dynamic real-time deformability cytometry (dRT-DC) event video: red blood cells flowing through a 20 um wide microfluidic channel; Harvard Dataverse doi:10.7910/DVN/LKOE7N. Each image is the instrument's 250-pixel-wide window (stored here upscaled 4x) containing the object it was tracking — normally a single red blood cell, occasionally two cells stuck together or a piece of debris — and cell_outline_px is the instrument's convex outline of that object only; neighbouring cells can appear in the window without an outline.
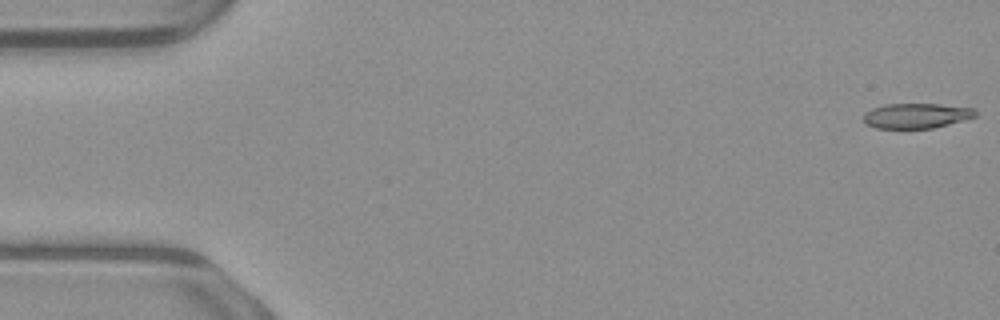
{"species": "common noctule bat (a hibernating species)", "species_latin": "Nyctalus noctula", "temperature_condition": "warm", "stored_images_in_passage": 53, "camera_frame_rate_fps": 3000, "um_per_image_px": 0.085, "animal": {"sex": "male", "body_mass_g": 23.1, "forearm_length_mm": 52.7}, "frame": {"image": 1, "passage_image": 1, "time_ms": 0.0, "image_size_px": [1000, 320], "cell_outline_px": [[976, 116], [964, 120], [932, 128], [876, 128], [864, 124], [864, 112], [872, 108], [884, 104], [940, 104], [976, 108]], "centroid_in_image_um": [77.88, 9.83], "position_along_channel_um": 7.1, "area_um2": 16.42}}
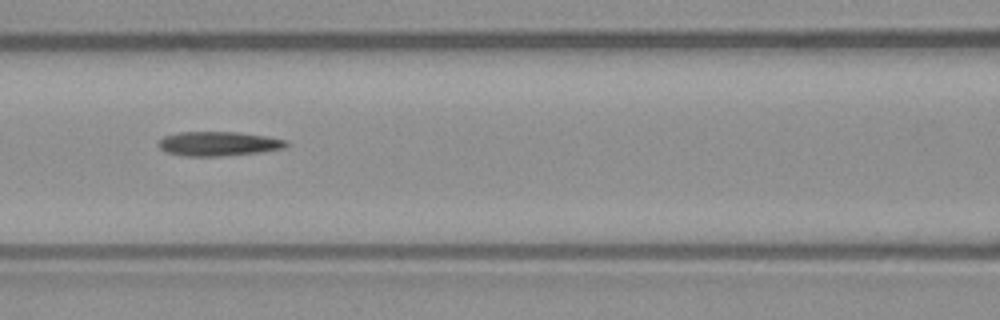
{"frame": {"image": 2, "passage_image": 23, "time_ms": 7.333, "image_size_px": [1000, 320], "cell_outline_px": [[288, 144], [284, 148], [260, 152], [220, 156], [184, 156], [168, 152], [160, 148], [156, 144], [164, 136], [180, 132], [236, 132], [268, 136], [288, 140]], "centroid_in_image_um": [18.58, 12.21], "position_along_channel_um": 148.0, "area_um2": 18.09}}
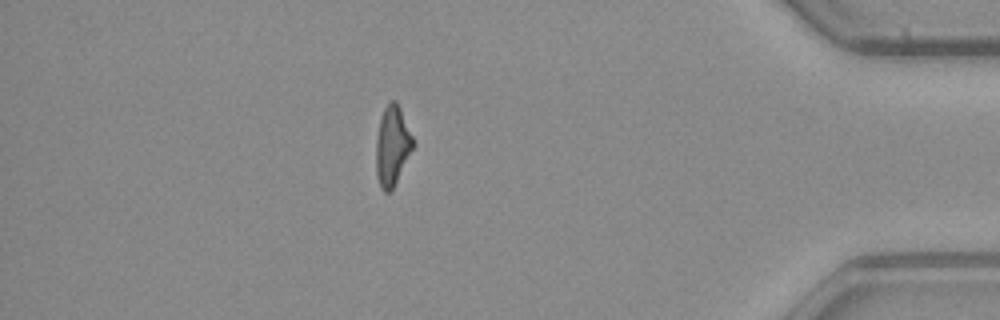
{"frame": {"image": 3, "passage_image": 46, "time_ms": 15.0, "image_size_px": [1000, 320], "cell_outline_px": [[412, 148], [392, 192], [384, 192], [380, 188], [376, 176], [376, 140], [380, 116], [384, 108], [392, 100], [396, 100], [400, 108], [412, 136]], "centroid_in_image_um": [33.3, 12.43], "position_along_channel_um": 401.9, "area_um2": 16.99}, "authors_computed_cell_mechanics": {"area_um2": 17.918, "velocity_mm_per_s": 3.9192, "shape_relaxation_time_tau1_ms": 7.5175, "shape_relaxation_time_tau2_ms": 7.8814, "deformation_change_tau1": 0.2344, "deformation_change_tau2": 0.2532}}